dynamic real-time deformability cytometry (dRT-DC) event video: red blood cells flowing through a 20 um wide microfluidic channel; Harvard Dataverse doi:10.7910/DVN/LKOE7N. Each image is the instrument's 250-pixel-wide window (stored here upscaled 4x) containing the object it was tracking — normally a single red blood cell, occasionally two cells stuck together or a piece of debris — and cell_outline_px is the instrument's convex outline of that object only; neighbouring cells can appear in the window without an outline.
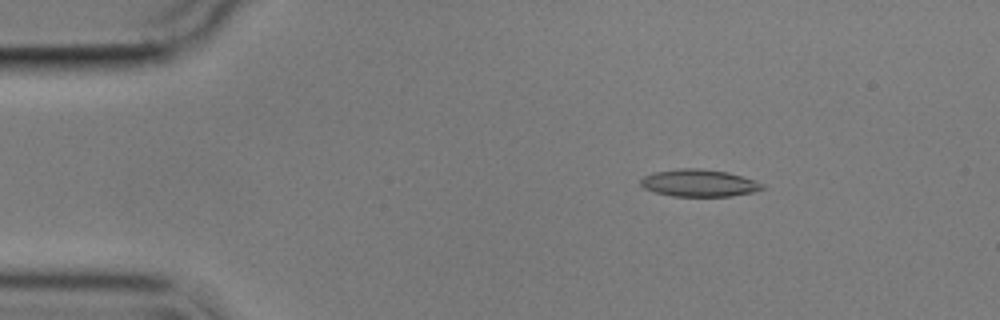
{"species": "common noctule bat (a hibernating species)", "species_latin": "Nyctalus noctula", "temperature_condition": "cold", "stored_images_in_passage": 54, "camera_frame_rate_fps": 3000, "um_per_image_px": 0.085, "animal": {"sex": "male", "body_mass_g": 17.9}, "frame": {"image": 1, "passage_image": 7, "time_ms": 2.0, "image_size_px": [1000, 320], "cell_outline_px": [[768, 188], [752, 192], [732, 196], [672, 196], [656, 192], [644, 188], [640, 184], [640, 180], [644, 176], [652, 172], [680, 168], [700, 168], [728, 172], [764, 184]], "centroid_in_image_um": [59.41, 15.55], "position_along_channel_um": 25.6, "area_um2": 19.31}}
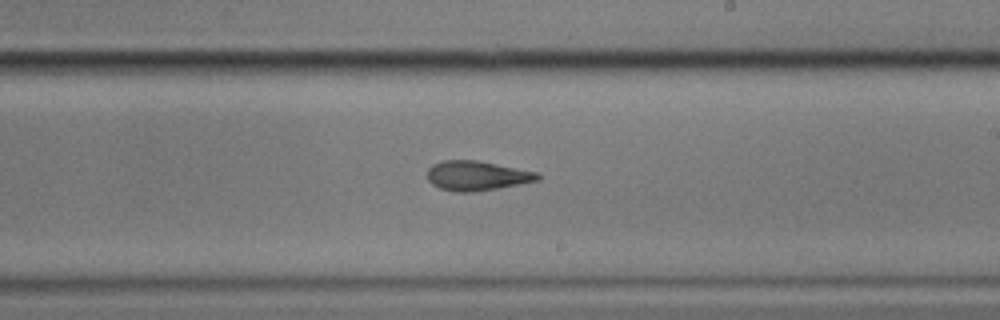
{"frame": {"image": 2, "passage_image": 31, "time_ms": 10.0, "image_size_px": [1000, 320], "cell_outline_px": [[540, 180], [520, 184], [472, 192], [456, 192], [440, 188], [432, 184], [428, 180], [428, 168], [432, 164], [444, 160], [476, 160], [540, 172]], "centroid_in_image_um": [40.55, 14.93], "position_along_channel_um": 248.4, "area_um2": 19.07}}
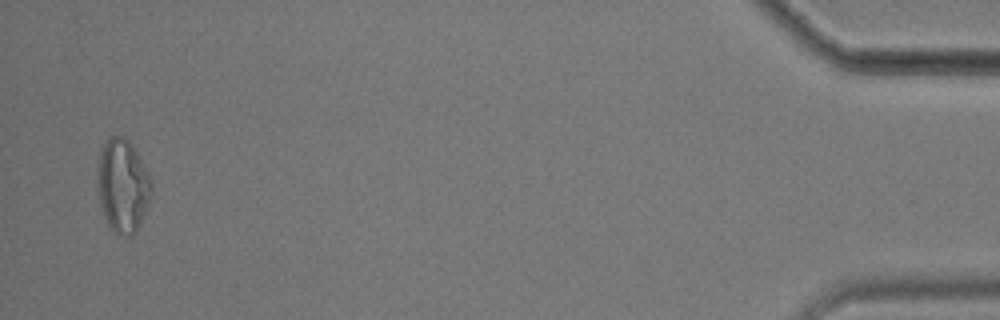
{"frame": {"image": 3, "passage_image": 53, "time_ms": 17.333, "image_size_px": [1000, 320], "cell_outline_px": [[152, 196], [140, 224], [136, 232], [132, 236], [116, 236], [108, 224], [104, 216], [100, 200], [96, 180], [96, 172], [100, 152], [104, 144], [112, 136], [120, 136], [128, 140], [132, 144], [148, 172], [152, 180]], "centroid_in_image_um": [10.44, 15.82], "position_along_channel_um": 424.8, "area_um2": 29.65}, "authors_computed_cell_mechanics": {"area_um2": 19.2763, "velocity_mm_per_s": 3.5527, "shape_relaxation_time_tau1_ms": 6.0874, "shape_relaxation_time_tau2_ms": 3.9984, "deformation_change_tau1": 0.1736, "deformation_change_tau2": 0.1353}}